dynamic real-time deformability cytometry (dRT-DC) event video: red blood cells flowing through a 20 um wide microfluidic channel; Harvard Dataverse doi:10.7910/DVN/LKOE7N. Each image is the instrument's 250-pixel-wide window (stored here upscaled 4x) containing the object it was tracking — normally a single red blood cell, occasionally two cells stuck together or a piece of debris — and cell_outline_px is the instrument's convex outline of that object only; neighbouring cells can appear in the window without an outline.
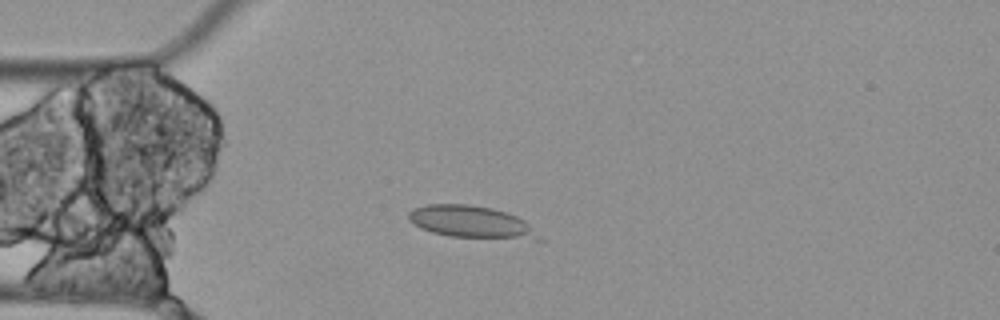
{"species": "Egyptian fruit bat (a non-hibernating species)", "species_latin": "Rousettus aegyptiacus", "temperature_condition": "cold", "stored_images_in_passage": 5, "camera_frame_rate_fps": 3000, "um_per_image_px": 0.085, "animal": {"sex": "female"}, "frame": {"image": 1, "passage_image": 5, "time_ms": 1.333, "image_size_px": [1000, 320], "cell_outline_px": [[544, 240], [536, 240], [452, 236], [432, 232], [420, 228], [408, 220], [408, 212], [416, 208], [428, 204], [468, 204], [492, 208], [516, 216], [524, 220]], "centroid_in_image_um": [40.06, 18.87], "position_along_channel_um": 44.9, "area_um2": 24.22}}